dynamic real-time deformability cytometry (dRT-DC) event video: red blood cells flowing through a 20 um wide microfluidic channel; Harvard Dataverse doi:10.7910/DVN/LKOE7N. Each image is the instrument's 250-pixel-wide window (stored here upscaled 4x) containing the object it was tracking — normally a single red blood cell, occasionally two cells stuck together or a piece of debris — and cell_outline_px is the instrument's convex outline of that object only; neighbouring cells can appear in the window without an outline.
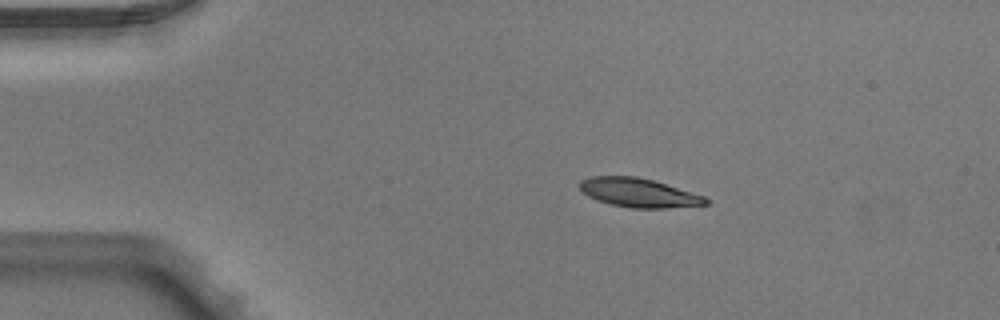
{"species": "Egyptian fruit bat (a non-hibernating species)", "species_latin": "Rousettus aegyptiacus", "temperature_condition": "warm", "stored_images_in_passage": 3, "camera_frame_rate_fps": 3000, "um_per_image_px": 0.085, "animal": {"sex": "male"}, "frame": {"image": 1, "passage_image": 2, "time_ms": 0.333, "image_size_px": [1000, 320], "cell_outline_px": [[708, 204], [668, 208], [632, 208], [612, 204], [596, 200], [588, 196], [580, 188], [580, 180], [592, 176], [636, 176], [652, 180], [704, 196], [708, 200]], "centroid_in_image_um": [54.27, 16.38], "position_along_channel_um": 30.7, "area_um2": 20.98}}